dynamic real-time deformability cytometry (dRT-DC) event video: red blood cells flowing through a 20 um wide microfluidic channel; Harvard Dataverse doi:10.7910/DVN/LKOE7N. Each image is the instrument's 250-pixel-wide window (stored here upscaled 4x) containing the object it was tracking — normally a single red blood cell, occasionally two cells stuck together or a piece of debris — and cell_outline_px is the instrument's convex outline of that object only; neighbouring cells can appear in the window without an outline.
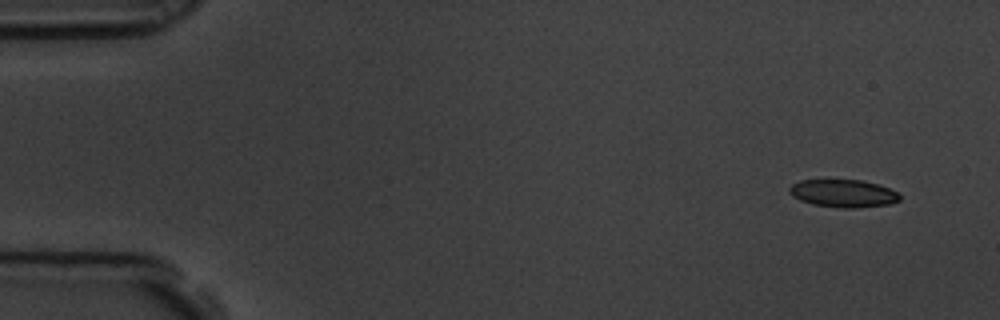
{"species": "common noctule bat (a hibernating species)", "species_latin": "Nyctalus noctula", "temperature_condition": "room temperature", "stored_images_in_passage": 6, "camera_frame_rate_fps": 3000, "um_per_image_px": 0.085, "animal": {"sex": "male", "body_mass_g": 19.5, "forearm_length_mm": 54.6}, "frame": {"image": 1, "passage_image": 1, "time_ms": 0.0, "image_size_px": [1000, 320], "cell_outline_px": [[900, 200], [892, 204], [852, 208], [844, 208], [812, 204], [800, 200], [792, 196], [788, 192], [788, 188], [792, 184], [800, 180], [860, 180], [876, 184], [888, 188], [896, 192], [900, 196]], "centroid_in_image_um": [71.65, 16.44], "position_along_channel_um": 13.4, "area_um2": 17.74}}
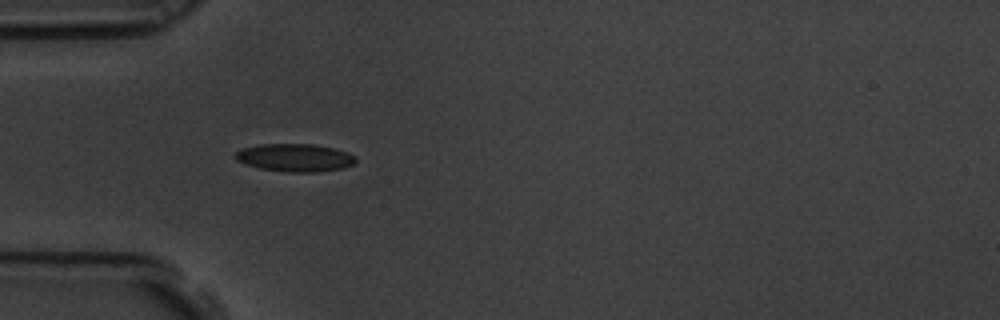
{"frame": {"image": 2, "passage_image": 5, "time_ms": 1.333, "image_size_px": [1000, 320], "cell_outline_px": [[356, 160], [352, 164], [344, 168], [320, 172], [288, 172], [260, 168], [244, 164], [236, 160], [232, 156], [240, 148], [260, 144], [312, 144], [332, 148], [348, 152], [356, 156]], "centroid_in_image_um": [25.03, 13.4], "position_along_channel_um": 60.0, "area_um2": 19.71}}
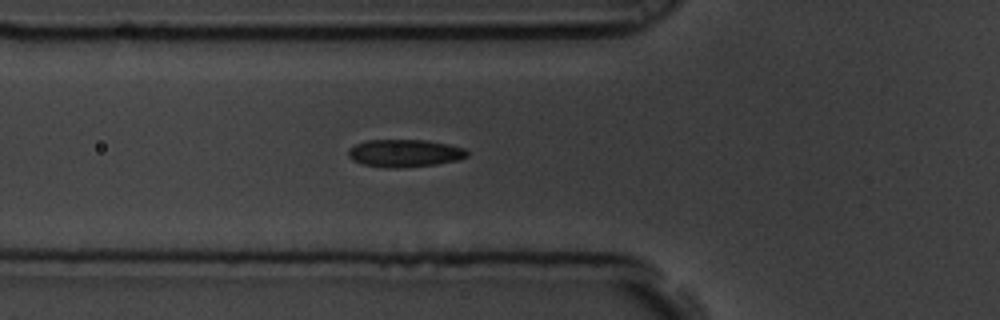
{"frame": {"image": 3, "passage_image": 6, "time_ms": 1.667, "image_size_px": [1000, 320], "cell_outline_px": [[468, 156], [460, 160], [436, 164], [400, 168], [392, 168], [364, 164], [352, 160], [348, 156], [348, 148], [356, 144], [368, 140], [428, 140], [448, 144], [464, 148], [468, 152]], "centroid_in_image_um": [34.42, 13.02], "position_along_channel_um": 91.4, "area_um2": 19.13}}